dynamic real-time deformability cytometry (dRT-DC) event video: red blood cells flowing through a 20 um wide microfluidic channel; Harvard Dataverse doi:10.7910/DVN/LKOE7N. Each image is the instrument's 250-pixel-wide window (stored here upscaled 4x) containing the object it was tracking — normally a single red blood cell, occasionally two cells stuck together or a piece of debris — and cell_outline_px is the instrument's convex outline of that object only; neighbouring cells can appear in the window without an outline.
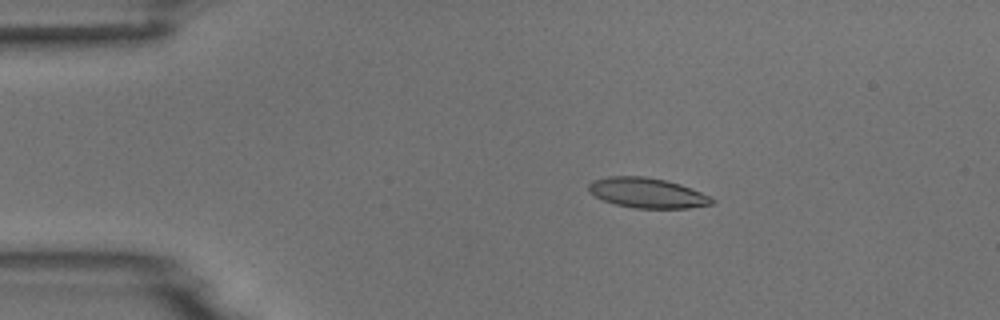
{"species": "common noctule bat (a hibernating species)", "species_latin": "Nyctalus noctula", "temperature_condition": "room temperature", "stored_images_in_passage": 3, "camera_frame_rate_fps": 3000, "um_per_image_px": 0.085, "animal": {"sex": "male", "body_mass_g": 18.8}, "frame": {"image": 1, "passage_image": 2, "time_ms": 1.0, "image_size_px": [1000, 320], "cell_outline_px": [[716, 200], [712, 204], [688, 208], [636, 208], [616, 204], [604, 200], [588, 192], [588, 184], [592, 180], [608, 176], [644, 176], [664, 180], [680, 184], [712, 196]], "centroid_in_image_um": [55.02, 16.39], "position_along_channel_um": 30.0, "area_um2": 21.62}}